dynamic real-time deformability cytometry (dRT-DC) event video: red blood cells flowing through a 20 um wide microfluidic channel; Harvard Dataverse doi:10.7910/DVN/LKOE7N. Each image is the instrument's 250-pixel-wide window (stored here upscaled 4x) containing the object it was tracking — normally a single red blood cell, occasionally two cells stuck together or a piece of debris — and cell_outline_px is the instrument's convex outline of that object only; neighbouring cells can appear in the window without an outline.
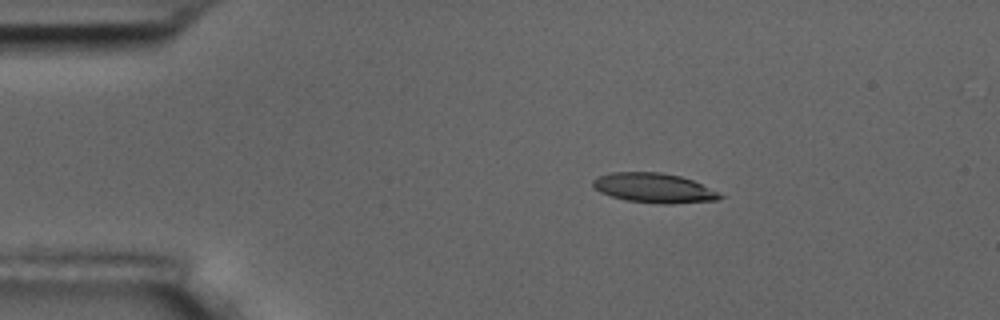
{"species": "common noctule bat (a hibernating species)", "species_latin": "Nyctalus noctula", "temperature_condition": "room temperature", "stored_images_in_passage": 4, "camera_frame_rate_fps": 3000, "um_per_image_px": 0.085, "animal": {"sex": "male", "body_mass_g": 17.5, "forearm_length_mm": 52.3}, "frame": {"image": 1, "passage_image": 1, "time_ms": 0.0, "image_size_px": [1000, 320], "cell_outline_px": [[724, 196], [716, 200], [672, 204], [664, 204], [624, 200], [600, 192], [592, 184], [592, 180], [596, 176], [608, 172], [660, 172], [680, 176], [692, 180]], "centroid_in_image_um": [55.52, 15.97], "position_along_channel_um": 29.5, "area_um2": 21.79}}
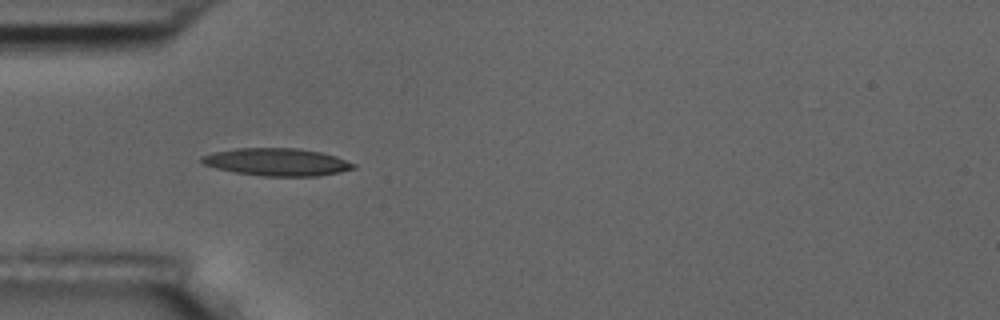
{"frame": {"image": 2, "passage_image": 3, "time_ms": 2.333, "image_size_px": [1000, 320], "cell_outline_px": [[356, 168], [340, 172], [320, 176], [264, 176], [236, 172], [216, 168], [204, 164], [200, 160], [200, 156], [212, 152], [236, 148], [296, 148], [320, 152], [336, 156], [356, 164]], "centroid_in_image_um": [23.54, 13.77], "position_along_channel_um": 61.5, "area_um2": 24.39}}